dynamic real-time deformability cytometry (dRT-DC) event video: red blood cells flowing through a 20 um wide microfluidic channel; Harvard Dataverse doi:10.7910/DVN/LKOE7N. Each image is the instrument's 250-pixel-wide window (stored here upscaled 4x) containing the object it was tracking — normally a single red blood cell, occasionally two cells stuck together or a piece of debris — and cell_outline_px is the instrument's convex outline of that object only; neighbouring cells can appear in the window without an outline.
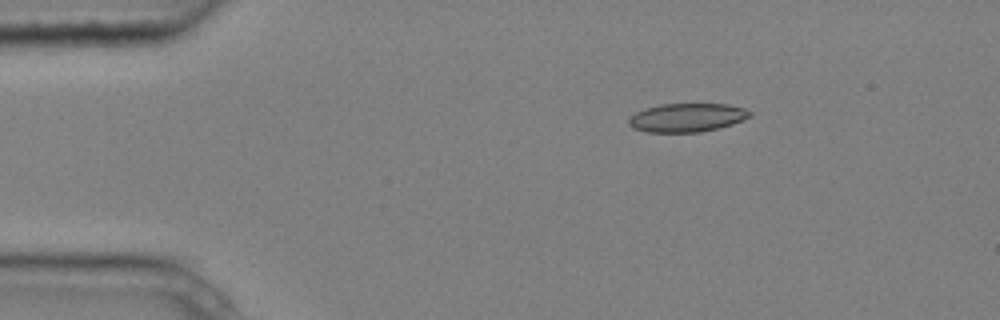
{"species": "common noctule bat (a hibernating species)", "species_latin": "Nyctalus noctula", "temperature_condition": "cold", "stored_images_in_passage": 4, "camera_frame_rate_fps": 3000, "um_per_image_px": 0.085, "animal": {"sex": "male", "body_mass_g": 20.4}, "frame": {"image": 1, "passage_image": 2, "time_ms": 0.333, "image_size_px": [1000, 320], "cell_outline_px": [[752, 116], [744, 120], [720, 128], [700, 132], [648, 132], [632, 128], [628, 124], [628, 116], [644, 108], [660, 104], [728, 104], [744, 108], [752, 112]], "centroid_in_image_um": [58.39, 9.99], "position_along_channel_um": 26.6, "area_um2": 20.46}}
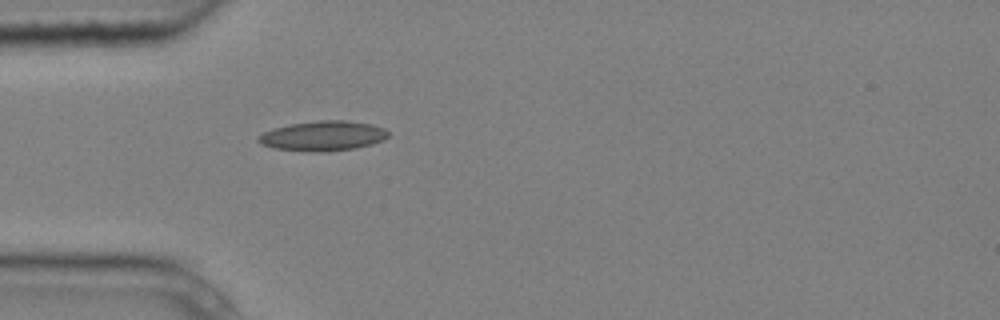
{"frame": {"image": 2, "passage_image": 4, "time_ms": 1.0, "image_size_px": [1000, 320], "cell_outline_px": [[388, 136], [384, 140], [372, 144], [356, 148], [324, 152], [312, 152], [272, 148], [260, 144], [256, 140], [256, 136], [272, 128], [288, 124], [316, 120], [344, 120], [372, 124], [384, 128], [388, 132]], "centroid_in_image_um": [27.41, 11.55], "position_along_channel_um": 57.6, "area_um2": 23.0}}